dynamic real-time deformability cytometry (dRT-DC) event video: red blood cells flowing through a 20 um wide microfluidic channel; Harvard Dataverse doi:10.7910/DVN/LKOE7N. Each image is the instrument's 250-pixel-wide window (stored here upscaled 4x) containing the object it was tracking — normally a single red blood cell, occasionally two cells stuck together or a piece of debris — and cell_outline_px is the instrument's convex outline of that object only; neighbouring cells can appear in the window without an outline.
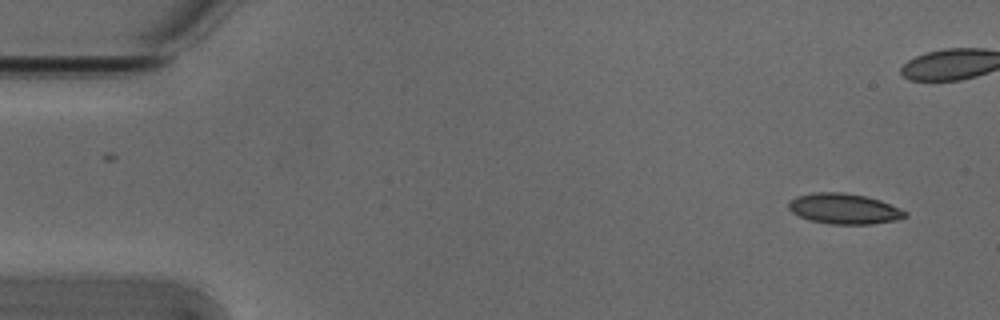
{"species": "Egyptian fruit bat (a non-hibernating species)", "species_latin": "Rousettus aegyptiacus", "temperature_condition": "cold", "stored_images_in_passage": 3, "camera_frame_rate_fps": 3000, "um_per_image_px": 0.085, "animal": {"sex": "male"}, "frame": {"image": 1, "passage_image": 3, "time_ms": 0.667, "image_size_px": [1000, 320], "cell_outline_px": [[908, 216], [896, 220], [872, 224], [828, 224], [808, 220], [792, 212], [788, 208], [788, 204], [796, 196], [812, 192], [844, 192], [868, 196], [880, 200], [900, 208], [908, 212]], "centroid_in_image_um": [71.76, 17.74], "position_along_channel_um": 13.2, "area_um2": 20.92}}